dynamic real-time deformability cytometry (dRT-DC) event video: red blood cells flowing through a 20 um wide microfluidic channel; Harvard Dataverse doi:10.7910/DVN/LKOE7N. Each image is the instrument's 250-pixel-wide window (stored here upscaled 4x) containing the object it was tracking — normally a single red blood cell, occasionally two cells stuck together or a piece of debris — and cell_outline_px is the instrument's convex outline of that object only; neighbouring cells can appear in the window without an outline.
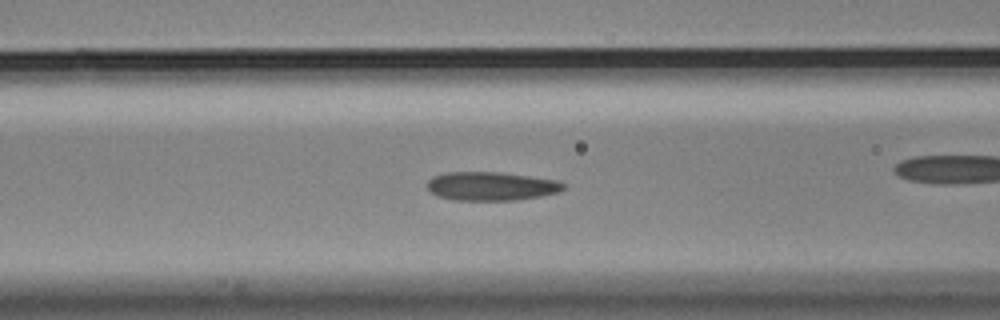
{"species": "Egyptian fruit bat (a non-hibernating species)", "species_latin": "Rousettus aegyptiacus", "temperature_condition": "cold", "stored_images_in_passage": 9, "camera_frame_rate_fps": 3000, "um_per_image_px": 0.085, "animal": {"sex": "male"}, "frame": {"image": 1, "passage_image": 3, "time_ms": 0.667, "image_size_px": [1000, 320], "cell_outline_px": [[568, 184], [560, 192], [520, 200], [452, 200], [436, 196], [428, 188], [428, 180], [432, 176], [444, 172], [500, 172], [556, 180]], "centroid_in_image_um": [41.75, 15.83], "position_along_channel_um": 124.8, "area_um2": 22.95}}
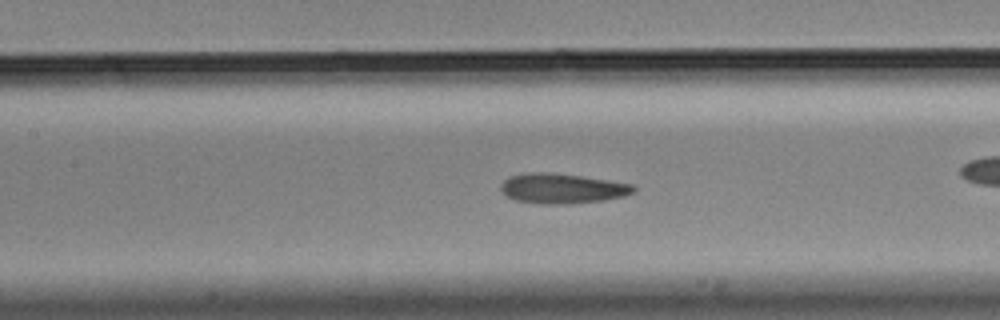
{"frame": {"image": 2, "passage_image": 6, "time_ms": 1.667, "image_size_px": [1000, 320], "cell_outline_px": [[636, 192], [624, 196], [600, 200], [564, 204], [540, 204], [516, 200], [508, 196], [500, 188], [500, 184], [508, 176], [528, 172], [552, 172], [608, 180], [632, 184], [636, 188]], "centroid_in_image_um": [47.77, 16.01], "position_along_channel_um": 159.6, "area_um2": 23.12}}
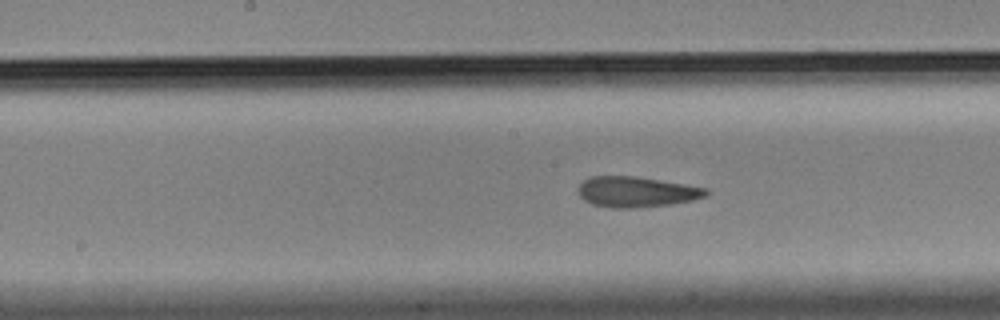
{"frame": {"image": 3, "passage_image": 9, "time_ms": 2.667, "image_size_px": [1000, 320], "cell_outline_px": [[708, 196], [692, 200], [672, 204], [636, 208], [612, 208], [592, 204], [584, 200], [580, 196], [580, 184], [584, 180], [592, 176], [636, 176], [708, 188]], "centroid_in_image_um": [54.12, 16.31], "position_along_channel_um": 194.1, "area_um2": 22.72}}